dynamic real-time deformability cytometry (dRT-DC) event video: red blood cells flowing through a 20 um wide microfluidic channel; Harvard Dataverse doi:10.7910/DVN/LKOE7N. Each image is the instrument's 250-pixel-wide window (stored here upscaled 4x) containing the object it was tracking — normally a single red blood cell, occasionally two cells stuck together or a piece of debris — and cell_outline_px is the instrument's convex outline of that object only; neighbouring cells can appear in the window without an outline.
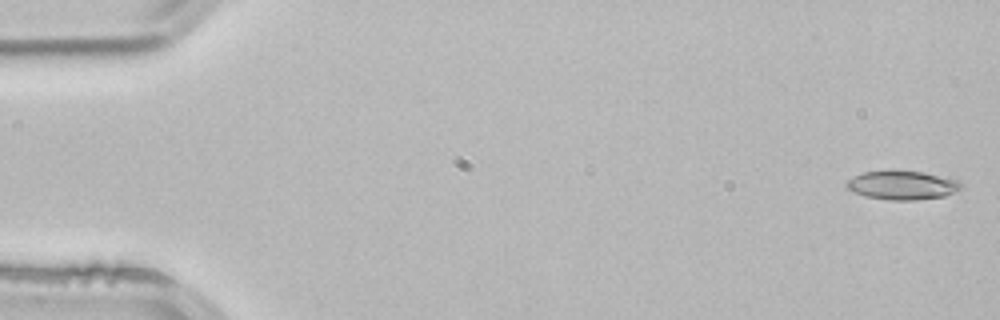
{"species": "common noctule bat (a hibernating species)", "species_latin": "Nyctalus noctula", "temperature_condition": "room temperature", "stored_images_in_passage": 4, "camera_frame_rate_fps": 3000, "um_per_image_px": 0.085, "animal": {"sex": "male", "body_mass_g": 21.5, "forearm_length_mm": 52.0}, "frame": {"image": 1, "passage_image": 1, "time_ms": 0.0, "image_size_px": [1000, 320], "cell_outline_px": [[964, 184], [960, 188], [944, 196], [916, 200], [888, 200], [864, 196], [848, 188], [844, 184], [848, 180], [864, 172], [920, 172], [956, 180]], "centroid_in_image_um": [76.68, 15.77], "position_along_channel_um": 8.3, "area_um2": 18.5}}
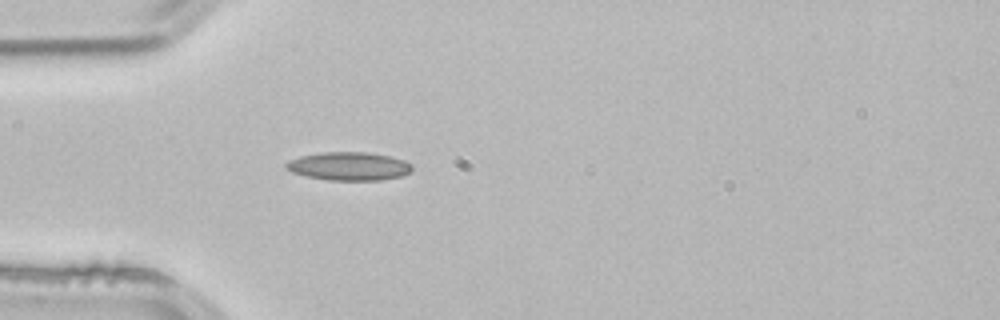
{"frame": {"image": 2, "passage_image": 4, "time_ms": 1.0, "image_size_px": [1000, 320], "cell_outline_px": [[412, 172], [404, 176], [380, 180], [328, 180], [308, 176], [292, 172], [284, 168], [284, 164], [288, 160], [300, 156], [324, 152], [364, 152], [388, 156], [404, 160], [412, 164]], "centroid_in_image_um": [29.67, 14.13], "position_along_channel_um": 55.3, "area_um2": 20.87}}